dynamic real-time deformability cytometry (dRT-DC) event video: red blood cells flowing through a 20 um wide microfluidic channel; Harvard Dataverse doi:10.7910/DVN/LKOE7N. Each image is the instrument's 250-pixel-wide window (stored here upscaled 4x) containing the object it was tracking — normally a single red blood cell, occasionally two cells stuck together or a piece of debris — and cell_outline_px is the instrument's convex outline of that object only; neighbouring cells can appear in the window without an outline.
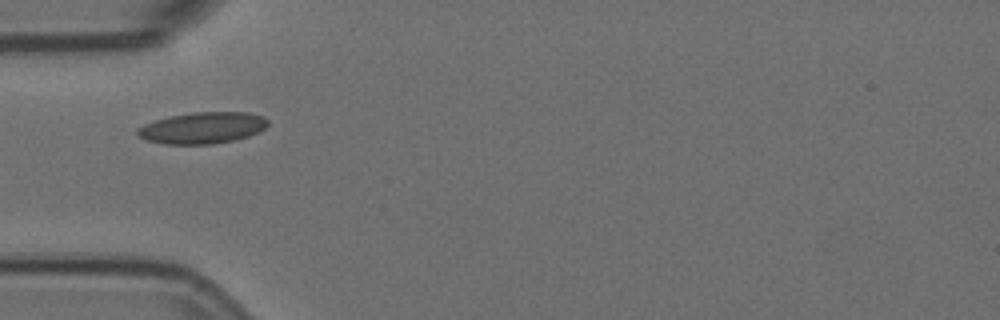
{"species": "Egyptian fruit bat (a non-hibernating species)", "species_latin": "Rousettus aegyptiacus", "temperature_condition": "room temperature", "stored_images_in_passage": 2, "camera_frame_rate_fps": 3000, "um_per_image_px": 0.085, "animal": {"sex": "female"}, "frame": {"image": 1, "passage_image": 1, "time_ms": 0.0, "image_size_px": [1000, 320], "cell_outline_px": [[268, 124], [264, 128], [248, 136], [236, 140], [212, 144], [164, 144], [144, 140], [136, 136], [136, 128], [144, 124], [156, 120], [172, 116], [192, 112], [248, 112], [264, 116], [268, 120]], "centroid_in_image_um": [17.18, 10.87], "position_along_channel_um": 67.8, "area_um2": 24.04}}
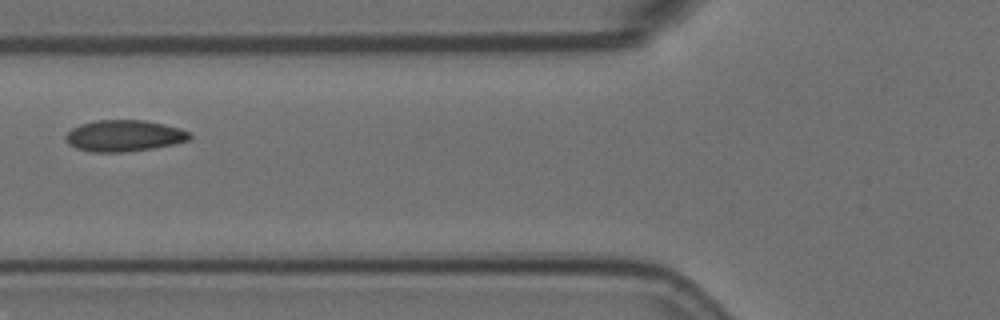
{"frame": {"image": 2, "passage_image": 2, "time_ms": 0.333, "image_size_px": [1000, 320], "cell_outline_px": [[192, 136], [188, 140], [172, 144], [152, 148], [124, 152], [92, 152], [76, 148], [68, 144], [64, 136], [72, 128], [80, 124], [96, 120], [144, 120], [180, 128], [188, 132]], "centroid_in_image_um": [10.5, 11.54], "position_along_channel_um": 115.3, "area_um2": 22.54}}